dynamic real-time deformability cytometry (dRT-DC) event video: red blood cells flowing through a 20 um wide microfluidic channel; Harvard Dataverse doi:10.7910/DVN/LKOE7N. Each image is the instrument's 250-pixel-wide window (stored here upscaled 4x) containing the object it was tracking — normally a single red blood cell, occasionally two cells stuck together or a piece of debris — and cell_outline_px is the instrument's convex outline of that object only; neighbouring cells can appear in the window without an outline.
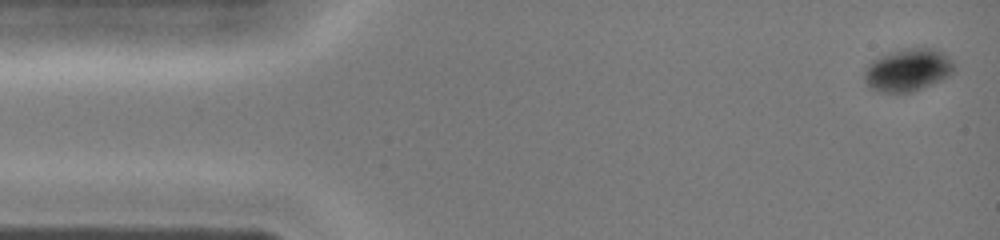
{"species": "common noctule bat (a hibernating species)", "species_latin": "Nyctalus noctula", "temperature_condition": "cold", "stored_images_in_passage": 41, "camera_frame_rate_fps": 3000, "um_per_image_px": 0.085, "animal": {"sex": "female", "body_mass_g": 19.0, "forearm_length_mm": 51.5}, "frame": {"image": 1, "passage_image": 1, "time_ms": 0.0, "image_size_px": [1000, 240], "cell_outline_px": [[956, 64], [952, 72], [948, 76], [932, 84], [912, 92], [876, 92], [864, 80], [864, 72], [868, 64], [872, 60], [880, 56], [904, 48], [936, 48], [944, 52]], "centroid_in_image_um": [77.18, 5.94], "position_along_channel_um": 7.8, "area_um2": 22.31}}
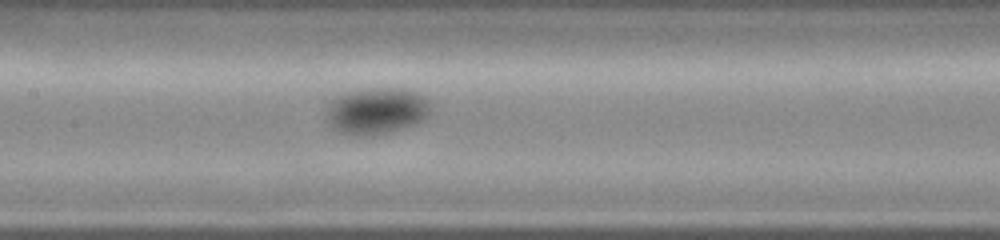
{"frame": {"image": 2, "passage_image": 19, "time_ms": 6.0, "image_size_px": [1000, 240], "cell_outline_px": [[432, 112], [424, 120], [416, 124], [404, 128], [372, 136], [352, 136], [340, 132], [332, 128], [328, 124], [328, 104], [336, 96], [348, 92], [372, 88], [400, 88], [416, 92], [428, 100], [432, 104]], "centroid_in_image_um": [32.04, 9.44], "position_along_channel_um": 175.4, "area_um2": 28.61}}
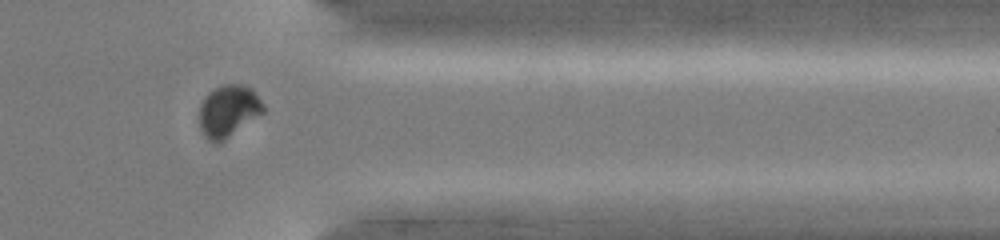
{"frame": {"image": 3, "passage_image": 33, "time_ms": 10.667, "image_size_px": [1000, 240], "cell_outline_px": [[264, 112], [224, 140], [216, 144], [212, 144], [204, 136], [200, 128], [200, 104], [204, 96], [208, 92], [224, 84], [244, 84], [252, 88], [264, 104]], "centroid_in_image_um": [19.41, 9.43], "position_along_channel_um": 392.0, "area_um2": 19.48}}